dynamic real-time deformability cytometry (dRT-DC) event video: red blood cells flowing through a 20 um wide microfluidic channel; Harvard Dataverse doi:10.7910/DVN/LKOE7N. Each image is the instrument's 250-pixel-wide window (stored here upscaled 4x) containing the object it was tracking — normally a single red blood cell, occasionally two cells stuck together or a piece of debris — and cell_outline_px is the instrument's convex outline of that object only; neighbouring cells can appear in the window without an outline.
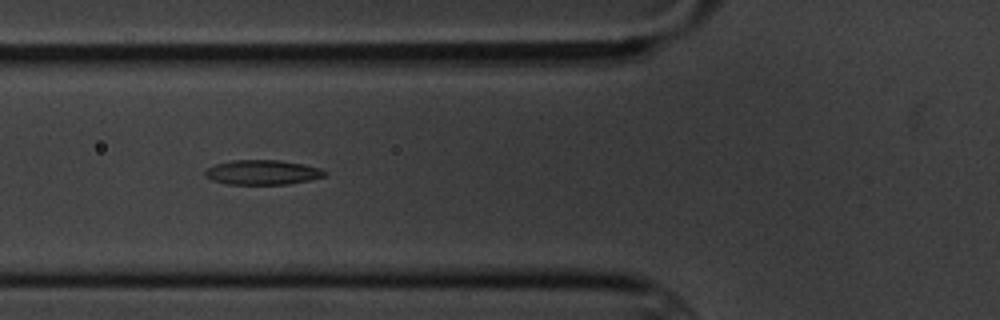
{"species": "common noctule bat (a hibernating species)", "species_latin": "Nyctalus noctula", "temperature_condition": "cold", "stored_images_in_passage": 7, "camera_frame_rate_fps": 3000, "um_per_image_px": 0.085, "animal": {"sex": "male", "body_mass_g": 20.1, "forearm_length_mm": 53.5}, "frame": {"image": 1, "passage_image": 4, "time_ms": 3.333, "image_size_px": [1000, 320], "cell_outline_px": [[328, 172], [324, 176], [312, 180], [288, 184], [228, 184], [212, 180], [204, 176], [204, 172], [208, 168], [216, 164], [232, 160], [280, 160], [304, 164], [320, 168]], "centroid_in_image_um": [22.33, 14.65], "position_along_channel_um": 103.5, "area_um2": 17.28}}
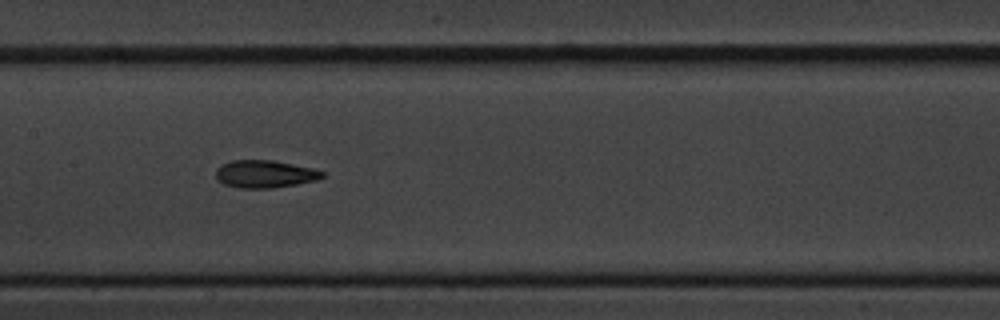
{"frame": {"image": 2, "passage_image": 6, "time_ms": 5.667, "image_size_px": [1000, 320], "cell_outline_px": [[324, 176], [316, 180], [296, 184], [272, 188], [240, 188], [224, 184], [216, 180], [216, 168], [220, 164], [232, 160], [272, 160], [312, 168], [324, 172]], "centroid_in_image_um": [22.46, 14.79], "position_along_channel_um": 184.9, "area_um2": 17.11}}
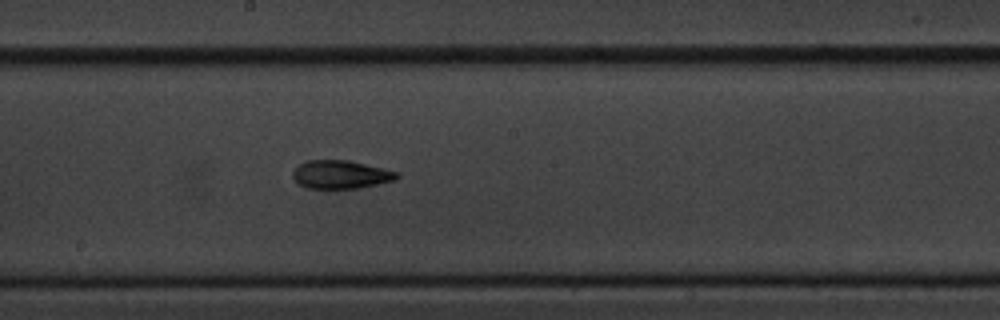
{"frame": {"image": 3, "passage_image": 7, "time_ms": 6.667, "image_size_px": [1000, 320], "cell_outline_px": [[400, 176], [396, 180], [356, 188], [308, 188], [300, 184], [292, 176], [292, 172], [300, 164], [308, 160], [348, 160], [396, 172]], "centroid_in_image_um": [28.94, 14.83], "position_along_channel_um": 219.3, "area_um2": 16.76}}